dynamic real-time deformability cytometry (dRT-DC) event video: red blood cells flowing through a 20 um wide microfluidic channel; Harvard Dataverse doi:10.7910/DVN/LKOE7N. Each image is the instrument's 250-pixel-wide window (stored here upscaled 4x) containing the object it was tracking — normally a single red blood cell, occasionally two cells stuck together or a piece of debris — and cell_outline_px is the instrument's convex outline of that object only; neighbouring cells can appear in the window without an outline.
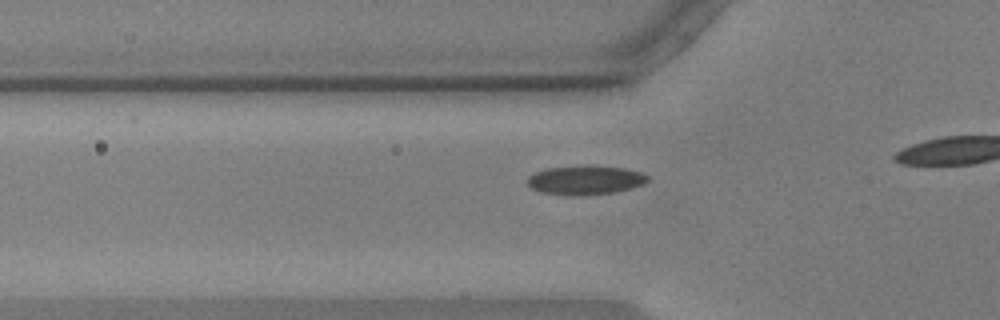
{"species": "common noctule bat (a hibernating species)", "species_latin": "Nyctalus noctula", "temperature_condition": "warm", "stored_images_in_passage": 23, "camera_frame_rate_fps": 3000, "um_per_image_px": 0.085, "animal": {"sex": "male", "body_mass_g": 17.9, "forearm_length_mm": 54.2}, "frame": {"image": 1, "passage_image": 3, "time_ms": 0.667, "image_size_px": [1000, 320], "cell_outline_px": [[648, 180], [644, 184], [612, 192], [588, 196], [564, 196], [540, 192], [532, 188], [528, 184], [528, 176], [536, 172], [548, 168], [580, 164], [592, 164], [624, 168], [640, 172], [648, 176]], "centroid_in_image_um": [49.72, 15.3], "position_along_channel_um": 76.1, "area_um2": 20.87}}
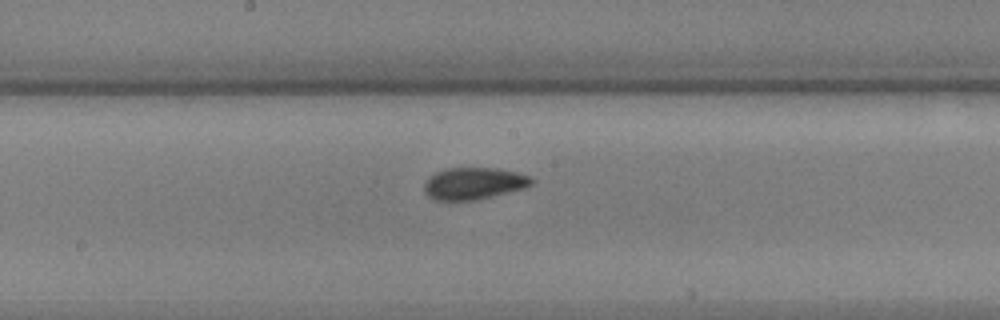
{"frame": {"image": 2, "passage_image": 14, "time_ms": 4.333, "image_size_px": [1000, 320], "cell_outline_px": [[536, 180], [532, 184], [524, 188], [476, 200], [436, 200], [428, 196], [424, 192], [424, 184], [436, 172], [444, 168], [496, 168], [516, 172], [528, 176]], "centroid_in_image_um": [40.28, 15.59], "position_along_channel_um": 207.9, "area_um2": 19.83}}
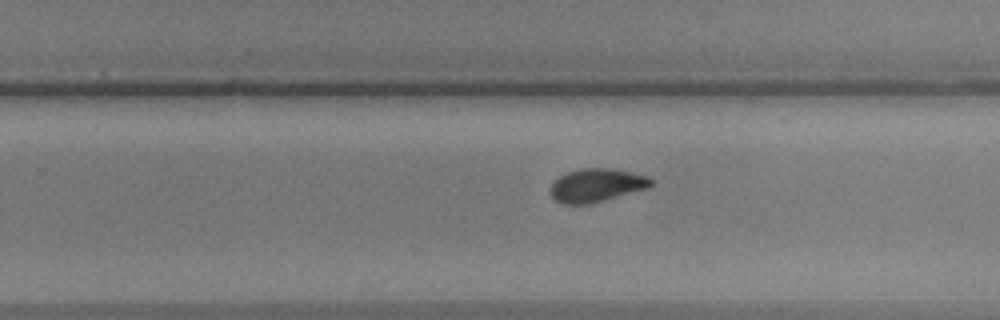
{"frame": {"image": 3, "passage_image": 20, "time_ms": 6.333, "image_size_px": [1000, 320], "cell_outline_px": [[652, 184], [648, 188], [588, 204], [560, 204], [548, 192], [548, 188], [560, 176], [568, 172], [580, 168], [608, 168], [648, 176], [652, 180]], "centroid_in_image_um": [50.66, 15.75], "position_along_channel_um": 279.1, "area_um2": 19.36}}